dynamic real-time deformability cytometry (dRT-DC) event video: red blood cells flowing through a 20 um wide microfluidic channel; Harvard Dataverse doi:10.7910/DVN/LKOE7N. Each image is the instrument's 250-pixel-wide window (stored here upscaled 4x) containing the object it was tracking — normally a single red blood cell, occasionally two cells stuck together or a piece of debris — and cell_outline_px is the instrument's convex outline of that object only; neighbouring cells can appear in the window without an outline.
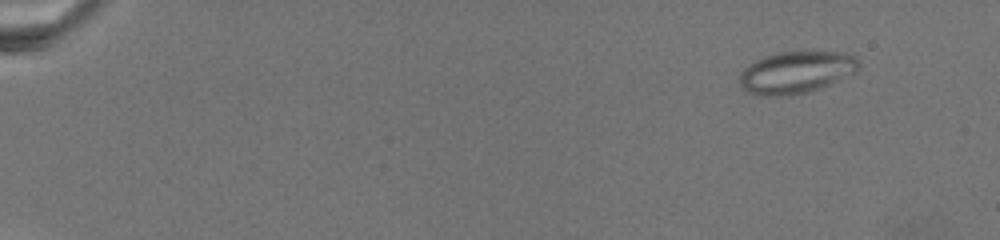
{"species": "common noctule bat (a hibernating species)", "species_latin": "Nyctalus noctula", "temperature_condition": "warm", "stored_images_in_passage": 28, "camera_frame_rate_fps": 3000, "um_per_image_px": 0.085, "animal": {"sex": "female", "body_mass_g": 19.5, "forearm_length_mm": 54.1}, "frame": {"image": 1, "passage_image": 3, "time_ms": 2.333, "image_size_px": [1000, 240], "cell_outline_px": [[860, 64], [856, 72], [820, 88], [808, 92], [788, 96], [760, 96], [748, 92], [740, 84], [740, 72], [744, 68], [756, 60], [764, 56], [776, 52], [852, 52], [860, 60]], "centroid_in_image_um": [67.71, 6.14], "position_along_channel_um": 17.3, "area_um2": 29.42}}
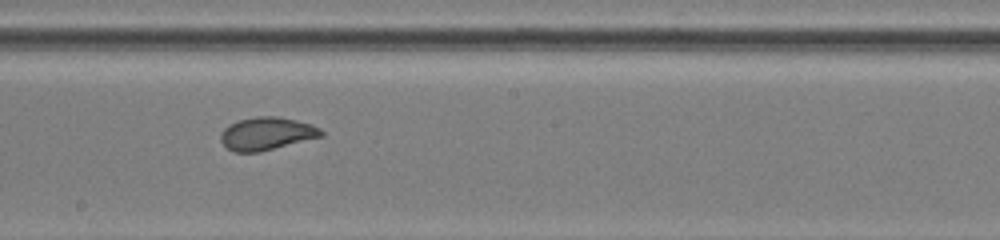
{"frame": {"image": 2, "passage_image": 17, "time_ms": 15.333, "image_size_px": [1000, 240], "cell_outline_px": [[324, 136], [260, 152], [232, 152], [220, 140], [220, 132], [228, 124], [240, 120], [256, 116], [276, 116], [296, 120], [312, 124], [320, 128], [324, 132]], "centroid_in_image_um": [22.67, 11.36], "position_along_channel_um": 225.5, "area_um2": 19.42}}
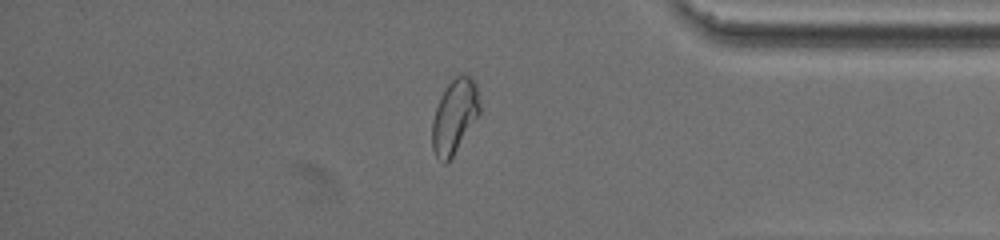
{"frame": {"image": 3, "passage_image": 24, "time_ms": 22.0, "image_size_px": [1000, 240], "cell_outline_px": [[480, 116], [452, 156], [444, 164], [436, 156], [432, 148], [432, 120], [436, 108], [448, 84], [460, 72], [464, 72], [472, 76], [476, 84], [480, 104]], "centroid_in_image_um": [38.67, 9.85], "position_along_channel_um": 396.5, "area_um2": 20.63}}